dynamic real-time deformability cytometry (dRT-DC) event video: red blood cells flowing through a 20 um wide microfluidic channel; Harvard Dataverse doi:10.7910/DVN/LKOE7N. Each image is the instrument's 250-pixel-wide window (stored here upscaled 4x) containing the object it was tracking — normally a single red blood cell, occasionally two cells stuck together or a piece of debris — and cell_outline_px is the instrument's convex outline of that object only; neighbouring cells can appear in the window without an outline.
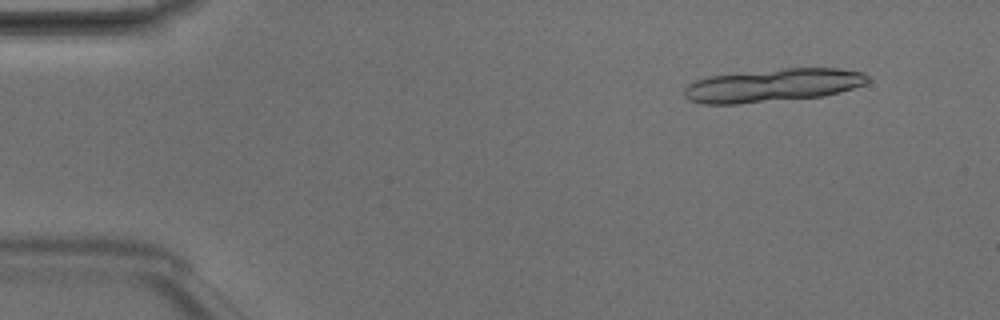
{"species": "Egyptian fruit bat (a non-hibernating species)", "species_latin": "Rousettus aegyptiacus", "temperature_condition": "room temperature", "stored_images_in_passage": 5, "camera_frame_rate_fps": 3000, "um_per_image_px": 0.085, "animal": {"sex": "male"}, "frame": {"image": 1, "passage_image": 2, "time_ms": 0.333, "image_size_px": [1000, 320], "cell_outline_px": [[868, 80], [864, 84], [840, 92], [824, 96], [740, 104], [700, 104], [688, 100], [684, 96], [684, 88], [688, 84], [696, 80], [708, 76], [784, 68], [840, 68], [864, 72], [868, 76]], "centroid_in_image_um": [65.66, 7.26], "position_along_channel_um": 19.3, "area_um2": 35.6}}